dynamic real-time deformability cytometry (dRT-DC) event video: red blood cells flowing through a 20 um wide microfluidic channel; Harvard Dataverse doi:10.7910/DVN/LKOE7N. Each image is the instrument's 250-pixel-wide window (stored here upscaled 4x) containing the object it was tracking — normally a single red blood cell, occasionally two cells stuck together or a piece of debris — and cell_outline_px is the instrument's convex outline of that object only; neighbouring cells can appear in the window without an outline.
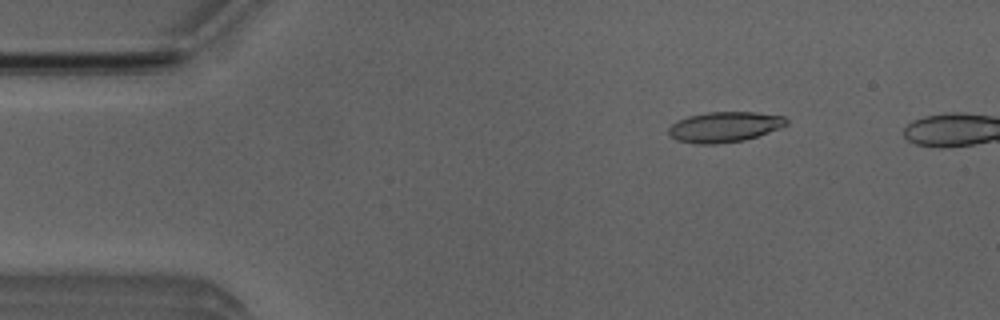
{"species": "Egyptian fruit bat (a non-hibernating species)", "species_latin": "Rousettus aegyptiacus", "temperature_condition": "room temperature", "stored_images_in_passage": 46, "camera_frame_rate_fps": 3000, "um_per_image_px": 0.085, "animal": {"sex": "male"}, "frame": {"image": 1, "passage_image": 7, "time_ms": 2.0, "image_size_px": [1000, 320], "cell_outline_px": [[788, 124], [780, 128], [744, 140], [716, 144], [696, 144], [676, 140], [668, 132], [668, 128], [676, 120], [688, 116], [708, 112], [756, 112], [784, 116], [788, 120]], "centroid_in_image_um": [61.57, 10.78], "position_along_channel_um": 23.4, "area_um2": 20.87}}
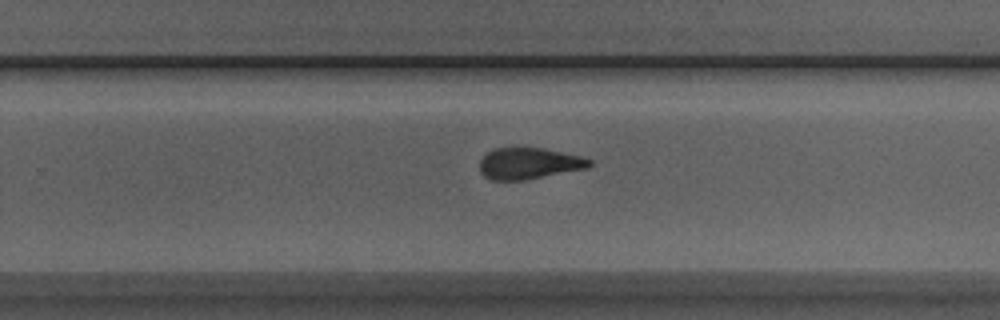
{"frame": {"image": 2, "passage_image": 32, "time_ms": 10.333, "image_size_px": [1000, 320], "cell_outline_px": [[592, 164], [588, 168], [524, 180], [492, 180], [484, 176], [480, 172], [480, 160], [488, 152], [496, 148], [544, 148], [584, 156], [592, 160]], "centroid_in_image_um": [45.0, 13.89], "position_along_channel_um": 284.8, "area_um2": 20.11}}
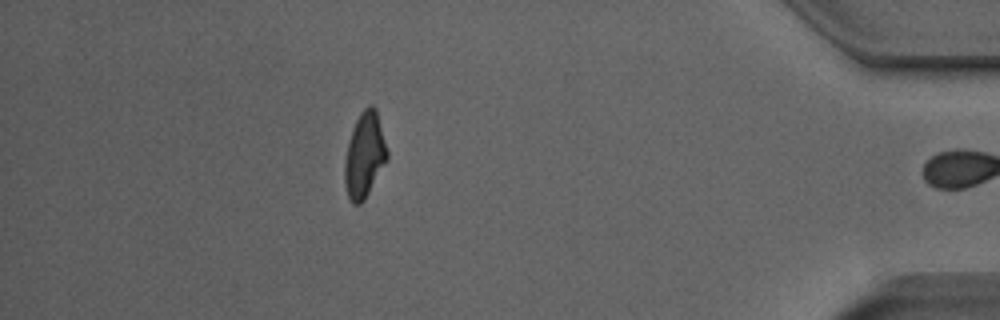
{"frame": {"image": 3, "passage_image": 45, "time_ms": 14.667, "image_size_px": [1000, 320], "cell_outline_px": [[388, 156], [364, 200], [360, 204], [352, 204], [348, 196], [344, 184], [344, 160], [352, 128], [360, 112], [368, 104], [372, 104], [376, 108], [388, 152]], "centroid_in_image_um": [30.96, 13.16], "position_along_channel_um": 404.2, "area_um2": 20.92}, "authors_computed_cell_mechanics": {"area_um2": 20.8658, "velocity_mm_per_s": 3.9567, "shape_relaxation_time_tau1_ms": 4.7708, "shape_relaxation_time_tau2_ms": 1.434, "deformation_change_tau1": 0.2024, "deformation_change_tau2": 0.0997}}